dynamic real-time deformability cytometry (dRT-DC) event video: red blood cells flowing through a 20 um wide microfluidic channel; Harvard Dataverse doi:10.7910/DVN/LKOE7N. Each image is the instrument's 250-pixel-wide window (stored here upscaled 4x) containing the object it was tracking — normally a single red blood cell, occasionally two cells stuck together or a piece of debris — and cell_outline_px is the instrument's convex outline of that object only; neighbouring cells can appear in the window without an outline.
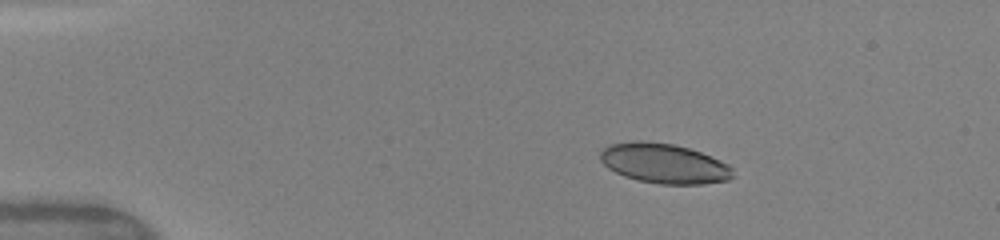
{"species": "human", "species_latin": "Homo sapiens", "temperature_condition": "warm", "stored_images_in_passage": 11, "camera_frame_rate_fps": 3000, "um_per_image_px": 0.085, "donor": {"sex": "female"}, "frame": {"image": 1, "passage_image": 4, "time_ms": 2.667, "image_size_px": [1000, 240], "cell_outline_px": [[732, 176], [728, 180], [704, 184], [660, 184], [636, 180], [624, 176], [608, 168], [600, 160], [600, 152], [608, 144], [632, 140], [640, 140], [676, 144], [700, 152], [720, 160], [728, 164], [732, 168]], "centroid_in_image_um": [56.41, 13.88], "position_along_channel_um": 28.6, "area_um2": 30.98}}